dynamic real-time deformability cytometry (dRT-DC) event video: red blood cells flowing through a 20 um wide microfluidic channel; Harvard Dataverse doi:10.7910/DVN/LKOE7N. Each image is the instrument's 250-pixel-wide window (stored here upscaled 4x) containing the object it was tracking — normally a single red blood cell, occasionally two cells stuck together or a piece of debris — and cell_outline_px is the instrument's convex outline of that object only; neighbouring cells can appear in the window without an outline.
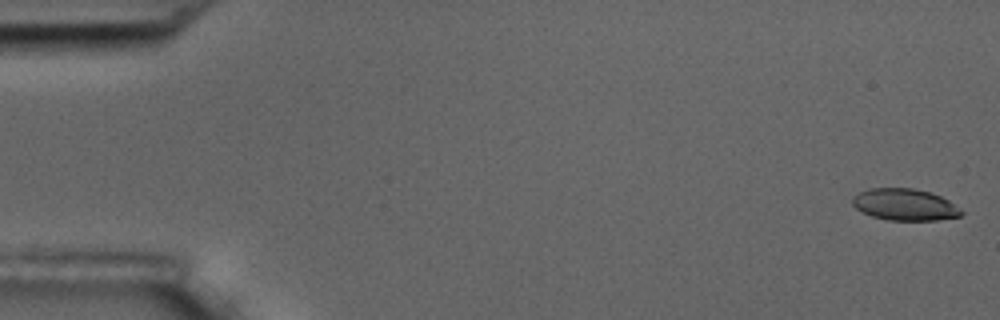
{"species": "common noctule bat (a hibernating species)", "species_latin": "Nyctalus noctula", "temperature_condition": "room temperature", "stored_images_in_passage": 7, "camera_frame_rate_fps": 3000, "um_per_image_px": 0.085, "animal": {"sex": "male", "body_mass_g": 17.5, "forearm_length_mm": 52.3}, "frame": {"image": 1, "passage_image": 1, "time_ms": 0.0, "image_size_px": [1000, 320], "cell_outline_px": [[964, 212], [960, 216], [936, 220], [888, 220], [872, 216], [856, 208], [852, 204], [852, 196], [868, 188], [912, 188], [928, 192], [940, 196], [948, 200]], "centroid_in_image_um": [76.88, 17.39], "position_along_channel_um": 8.1, "area_um2": 19.94}}
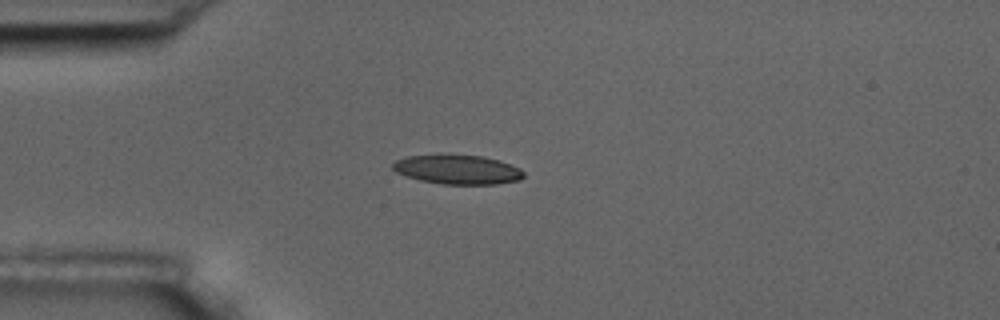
{"frame": {"image": 2, "passage_image": 5, "time_ms": 4.667, "image_size_px": [1000, 320], "cell_outline_px": [[524, 176], [520, 180], [496, 184], [440, 184], [420, 180], [396, 172], [392, 168], [392, 164], [396, 160], [408, 156], [440, 152], [484, 156], [500, 160], [520, 168], [524, 172]], "centroid_in_image_um": [38.88, 14.37], "position_along_channel_um": 46.1, "area_um2": 23.06}}